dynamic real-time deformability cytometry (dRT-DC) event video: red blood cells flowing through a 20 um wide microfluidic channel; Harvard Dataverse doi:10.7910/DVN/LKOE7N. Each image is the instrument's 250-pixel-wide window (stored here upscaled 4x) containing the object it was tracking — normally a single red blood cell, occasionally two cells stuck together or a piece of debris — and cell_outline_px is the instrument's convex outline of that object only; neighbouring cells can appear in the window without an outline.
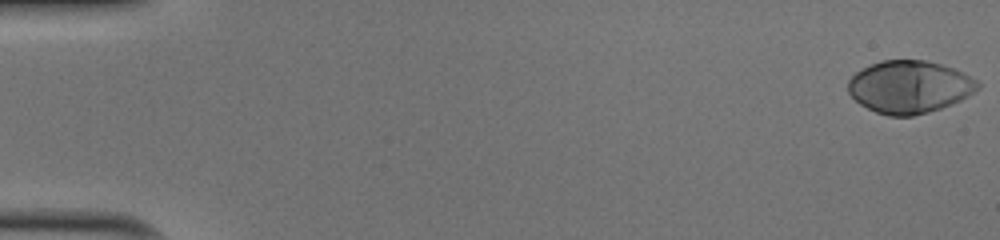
{"species": "human", "species_latin": "Homo sapiens", "temperature_condition": "cold", "stored_images_in_passage": 51, "camera_frame_rate_fps": 3000, "um_per_image_px": 0.085, "donor": {"sex": "male"}, "frame": {"image": 1, "passage_image": 1, "time_ms": 0.0, "image_size_px": [1000, 240], "cell_outline_px": [[980, 88], [968, 96], [952, 104], [928, 112], [912, 116], [888, 116], [876, 112], [860, 104], [848, 92], [848, 80], [856, 72], [880, 60], [924, 60], [940, 64], [952, 68], [976, 80], [980, 84]], "centroid_in_image_um": [77.29, 7.39], "position_along_channel_um": 7.7, "area_um2": 39.42}}
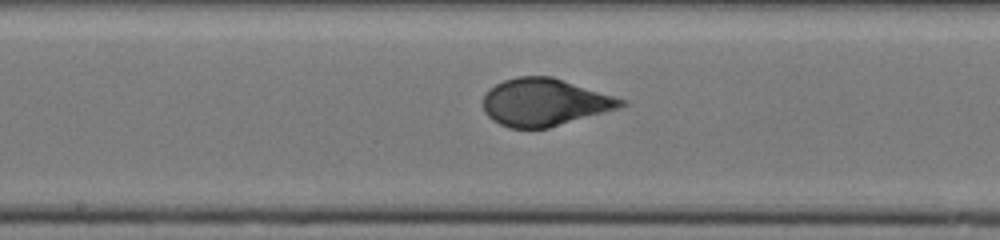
{"frame": {"image": 2, "passage_image": 28, "time_ms": 9.0, "image_size_px": [1000, 240], "cell_outline_px": [[628, 104], [620, 108], [548, 128], [508, 128], [492, 120], [484, 112], [484, 96], [488, 88], [504, 80], [516, 76], [552, 76], [628, 100]], "centroid_in_image_um": [46.31, 8.69], "position_along_channel_um": 201.9, "area_um2": 38.32}}
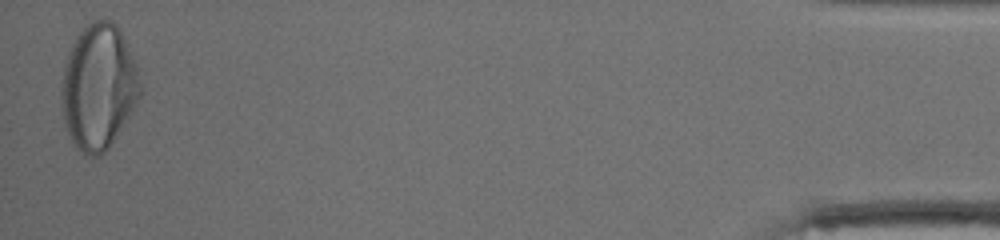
{"frame": {"image": 3, "passage_image": 51, "time_ms": 16.667, "image_size_px": [1000, 240], "cell_outline_px": [[144, 92], [108, 148], [100, 156], [88, 156], [76, 148], [64, 124], [60, 96], [60, 92], [64, 64], [68, 52], [76, 36], [92, 20], [112, 20], [116, 24], [128, 44], [136, 64], [144, 88]], "centroid_in_image_um": [8.39, 7.37], "position_along_channel_um": 426.8, "area_um2": 57.97}, "authors_computed_cell_mechanics": {"area_um2": 38.6104, "velocity_mm_per_s": 4.037, "shape_relaxation_time_tau1_ms": 4.9221, "shape_relaxation_time_tau2_ms": null, "deformation_change_tau1": 0.2477, "deformation_change_tau2": null}}